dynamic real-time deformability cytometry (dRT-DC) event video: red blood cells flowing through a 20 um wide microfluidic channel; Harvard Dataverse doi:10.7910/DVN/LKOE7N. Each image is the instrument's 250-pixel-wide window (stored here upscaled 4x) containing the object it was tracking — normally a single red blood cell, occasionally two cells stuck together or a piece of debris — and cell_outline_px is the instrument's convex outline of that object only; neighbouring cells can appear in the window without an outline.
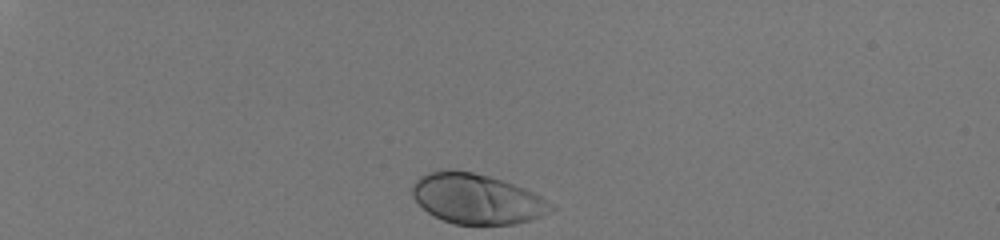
{"species": "human", "species_latin": "Homo sapiens", "temperature_condition": "room temperature", "stored_images_in_passage": 33, "camera_frame_rate_fps": 3000, "um_per_image_px": 0.085, "donor": {"sex": "male"}, "frame": {"image": 1, "passage_image": 1, "time_ms": 0.0, "image_size_px": [1000, 240], "cell_outline_px": [[556, 208], [544, 216], [532, 220], [516, 224], [456, 224], [444, 220], [428, 212], [412, 196], [412, 184], [420, 176], [428, 172], [440, 168], [452, 168], [472, 172], [488, 176], [524, 188], [540, 196], [552, 204]], "centroid_in_image_um": [40.52, 16.88], "position_along_channel_um": 44.5, "area_um2": 40.58}}
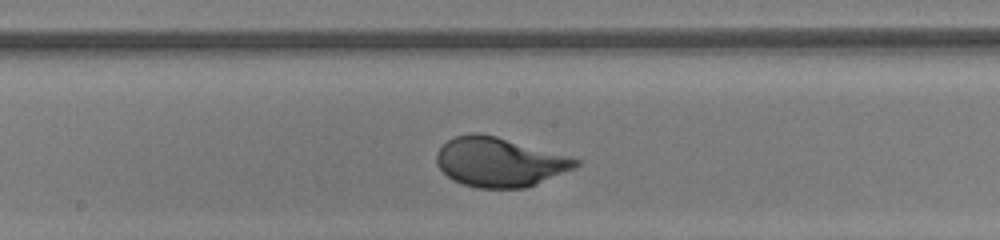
{"frame": {"image": 2, "passage_image": 19, "time_ms": 6.0, "image_size_px": [1000, 240], "cell_outline_px": [[580, 164], [572, 168], [528, 188], [476, 188], [452, 180], [436, 164], [436, 152], [448, 140], [456, 136], [472, 132], [480, 132], [496, 136], [568, 156], [580, 160]], "centroid_in_image_um": [42.41, 13.77], "position_along_channel_um": 205.8, "area_um2": 39.71}}
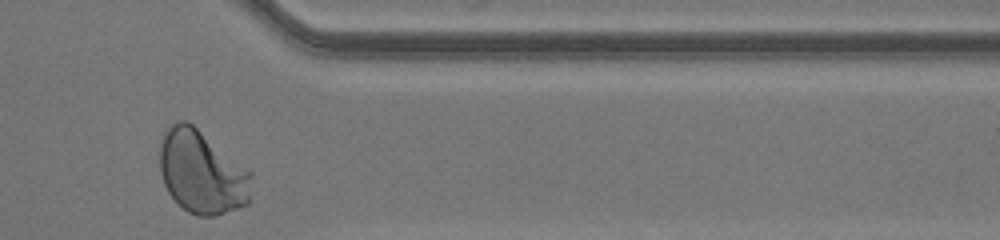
{"frame": {"image": 3, "passage_image": 33, "time_ms": 10.667, "image_size_px": [1000, 240], "cell_outline_px": [[252, 176], [248, 204], [212, 216], [196, 216], [188, 212], [168, 192], [164, 184], [160, 172], [160, 144], [164, 132], [172, 124], [180, 120], [188, 120], [252, 172]], "centroid_in_image_um": [17.15, 14.62], "position_along_channel_um": 394.3, "area_um2": 44.33}, "authors_computed_cell_mechanics": {"area_um2": 39.7086, "velocity_mm_per_s": 4.083, "shape_relaxation_time_tau1_ms": 2.3653, "shape_relaxation_time_tau2_ms": null, "deformation_change_tau1": 0.1704, "deformation_change_tau2": null}}